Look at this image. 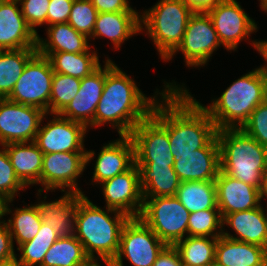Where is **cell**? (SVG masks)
<instances>
[{"label":"cell","mask_w":267,"mask_h":266,"mask_svg":"<svg viewBox=\"0 0 267 266\" xmlns=\"http://www.w3.org/2000/svg\"><path fill=\"white\" fill-rule=\"evenodd\" d=\"M158 99L146 97L135 81L114 64L106 60V78L101 98L97 104L93 127L110 123L120 135H130L132 130L152 112Z\"/></svg>","instance_id":"6da1fadb"},{"label":"cell","mask_w":267,"mask_h":266,"mask_svg":"<svg viewBox=\"0 0 267 266\" xmlns=\"http://www.w3.org/2000/svg\"><path fill=\"white\" fill-rule=\"evenodd\" d=\"M189 90H168V136L173 157L204 148L217 128Z\"/></svg>","instance_id":"7a4b0ae2"},{"label":"cell","mask_w":267,"mask_h":266,"mask_svg":"<svg viewBox=\"0 0 267 266\" xmlns=\"http://www.w3.org/2000/svg\"><path fill=\"white\" fill-rule=\"evenodd\" d=\"M113 213L114 216L109 215ZM130 219L123 212L102 210L82 194L77 200L75 237L82 243L88 257L114 259L119 250L121 232Z\"/></svg>","instance_id":"3957f363"},{"label":"cell","mask_w":267,"mask_h":266,"mask_svg":"<svg viewBox=\"0 0 267 266\" xmlns=\"http://www.w3.org/2000/svg\"><path fill=\"white\" fill-rule=\"evenodd\" d=\"M266 99L265 78L259 67L235 80L209 107L197 102L220 130L241 128Z\"/></svg>","instance_id":"277c9868"},{"label":"cell","mask_w":267,"mask_h":266,"mask_svg":"<svg viewBox=\"0 0 267 266\" xmlns=\"http://www.w3.org/2000/svg\"><path fill=\"white\" fill-rule=\"evenodd\" d=\"M220 171L244 183L260 188L267 167V148L241 128L217 130Z\"/></svg>","instance_id":"5b68a950"},{"label":"cell","mask_w":267,"mask_h":266,"mask_svg":"<svg viewBox=\"0 0 267 266\" xmlns=\"http://www.w3.org/2000/svg\"><path fill=\"white\" fill-rule=\"evenodd\" d=\"M164 84L163 92L155 91L157 97L160 94L162 99L159 100L162 101L155 102L151 114L142 120L129 135L134 145L136 165L173 166L174 164L168 136V90H185L186 88L173 82Z\"/></svg>","instance_id":"8992f818"},{"label":"cell","mask_w":267,"mask_h":266,"mask_svg":"<svg viewBox=\"0 0 267 266\" xmlns=\"http://www.w3.org/2000/svg\"><path fill=\"white\" fill-rule=\"evenodd\" d=\"M193 13L181 0H160L140 15L141 31L147 30L146 34L153 40L164 61L181 44Z\"/></svg>","instance_id":"52a82bcc"},{"label":"cell","mask_w":267,"mask_h":266,"mask_svg":"<svg viewBox=\"0 0 267 266\" xmlns=\"http://www.w3.org/2000/svg\"><path fill=\"white\" fill-rule=\"evenodd\" d=\"M139 218L168 246L188 236L190 212L175 196L143 198Z\"/></svg>","instance_id":"ba28073f"},{"label":"cell","mask_w":267,"mask_h":266,"mask_svg":"<svg viewBox=\"0 0 267 266\" xmlns=\"http://www.w3.org/2000/svg\"><path fill=\"white\" fill-rule=\"evenodd\" d=\"M53 75L49 58L37 52L27 62L8 99L42 109L49 115Z\"/></svg>","instance_id":"9c48e42d"},{"label":"cell","mask_w":267,"mask_h":266,"mask_svg":"<svg viewBox=\"0 0 267 266\" xmlns=\"http://www.w3.org/2000/svg\"><path fill=\"white\" fill-rule=\"evenodd\" d=\"M167 245L138 217L124 225L119 250L113 259L115 266H124L123 257L133 266H153Z\"/></svg>","instance_id":"30bf717a"},{"label":"cell","mask_w":267,"mask_h":266,"mask_svg":"<svg viewBox=\"0 0 267 266\" xmlns=\"http://www.w3.org/2000/svg\"><path fill=\"white\" fill-rule=\"evenodd\" d=\"M94 155V150L44 154L41 170L42 187L44 186L46 192L59 188L63 192L69 189L67 191L83 194L76 181Z\"/></svg>","instance_id":"8fae6325"},{"label":"cell","mask_w":267,"mask_h":266,"mask_svg":"<svg viewBox=\"0 0 267 266\" xmlns=\"http://www.w3.org/2000/svg\"><path fill=\"white\" fill-rule=\"evenodd\" d=\"M46 115L42 109L0 98V146L33 142Z\"/></svg>","instance_id":"7c38bea8"},{"label":"cell","mask_w":267,"mask_h":266,"mask_svg":"<svg viewBox=\"0 0 267 266\" xmlns=\"http://www.w3.org/2000/svg\"><path fill=\"white\" fill-rule=\"evenodd\" d=\"M221 45L208 13L194 12L188 20L181 44L166 61L171 60L180 50L184 54L187 67H203Z\"/></svg>","instance_id":"4fadbf2b"},{"label":"cell","mask_w":267,"mask_h":266,"mask_svg":"<svg viewBox=\"0 0 267 266\" xmlns=\"http://www.w3.org/2000/svg\"><path fill=\"white\" fill-rule=\"evenodd\" d=\"M220 43L227 50H235L241 40L256 32L257 25L236 0H221L207 11Z\"/></svg>","instance_id":"5bb4252c"},{"label":"cell","mask_w":267,"mask_h":266,"mask_svg":"<svg viewBox=\"0 0 267 266\" xmlns=\"http://www.w3.org/2000/svg\"><path fill=\"white\" fill-rule=\"evenodd\" d=\"M53 119L42 126L34 142L43 154L58 152H86L84 137L87 127L76 121L53 114Z\"/></svg>","instance_id":"9a60e30c"},{"label":"cell","mask_w":267,"mask_h":266,"mask_svg":"<svg viewBox=\"0 0 267 266\" xmlns=\"http://www.w3.org/2000/svg\"><path fill=\"white\" fill-rule=\"evenodd\" d=\"M106 207L138 218L143 208L142 189L136 164L129 170L100 183Z\"/></svg>","instance_id":"2e32d148"},{"label":"cell","mask_w":267,"mask_h":266,"mask_svg":"<svg viewBox=\"0 0 267 266\" xmlns=\"http://www.w3.org/2000/svg\"><path fill=\"white\" fill-rule=\"evenodd\" d=\"M173 168L180 182L215 181L220 171V148L217 137L193 153L175 156Z\"/></svg>","instance_id":"e0dca14e"},{"label":"cell","mask_w":267,"mask_h":266,"mask_svg":"<svg viewBox=\"0 0 267 266\" xmlns=\"http://www.w3.org/2000/svg\"><path fill=\"white\" fill-rule=\"evenodd\" d=\"M106 78V61L89 76L81 79L80 89L76 97L59 113L63 118L80 122L87 128L93 127V119L97 104L102 95Z\"/></svg>","instance_id":"ac0fdd59"},{"label":"cell","mask_w":267,"mask_h":266,"mask_svg":"<svg viewBox=\"0 0 267 266\" xmlns=\"http://www.w3.org/2000/svg\"><path fill=\"white\" fill-rule=\"evenodd\" d=\"M18 0L0 3V50L37 48V34L27 25Z\"/></svg>","instance_id":"d6986e66"},{"label":"cell","mask_w":267,"mask_h":266,"mask_svg":"<svg viewBox=\"0 0 267 266\" xmlns=\"http://www.w3.org/2000/svg\"><path fill=\"white\" fill-rule=\"evenodd\" d=\"M217 205L222 218L226 214L259 207V189L219 171L215 180Z\"/></svg>","instance_id":"ffe728a7"},{"label":"cell","mask_w":267,"mask_h":266,"mask_svg":"<svg viewBox=\"0 0 267 266\" xmlns=\"http://www.w3.org/2000/svg\"><path fill=\"white\" fill-rule=\"evenodd\" d=\"M135 164L134 145L129 135L106 144L98 154L93 181L100 184L129 170Z\"/></svg>","instance_id":"44dd1931"},{"label":"cell","mask_w":267,"mask_h":266,"mask_svg":"<svg viewBox=\"0 0 267 266\" xmlns=\"http://www.w3.org/2000/svg\"><path fill=\"white\" fill-rule=\"evenodd\" d=\"M82 194L66 191L56 201H41L35 204L42 221L48 224L60 237L75 236V215L77 200Z\"/></svg>","instance_id":"7402d4cb"},{"label":"cell","mask_w":267,"mask_h":266,"mask_svg":"<svg viewBox=\"0 0 267 266\" xmlns=\"http://www.w3.org/2000/svg\"><path fill=\"white\" fill-rule=\"evenodd\" d=\"M222 224L223 227L225 224L232 227L238 237L224 230L222 236L265 248L266 224L263 206L260 205L250 210L226 214L223 217Z\"/></svg>","instance_id":"603a6c76"},{"label":"cell","mask_w":267,"mask_h":266,"mask_svg":"<svg viewBox=\"0 0 267 266\" xmlns=\"http://www.w3.org/2000/svg\"><path fill=\"white\" fill-rule=\"evenodd\" d=\"M140 24L138 12L98 13L90 38L107 37L117 50L126 39L141 32Z\"/></svg>","instance_id":"cb8c5ba5"},{"label":"cell","mask_w":267,"mask_h":266,"mask_svg":"<svg viewBox=\"0 0 267 266\" xmlns=\"http://www.w3.org/2000/svg\"><path fill=\"white\" fill-rule=\"evenodd\" d=\"M18 179L27 187L41 184L43 152L36 143L21 142L4 145Z\"/></svg>","instance_id":"d4e9b609"},{"label":"cell","mask_w":267,"mask_h":266,"mask_svg":"<svg viewBox=\"0 0 267 266\" xmlns=\"http://www.w3.org/2000/svg\"><path fill=\"white\" fill-rule=\"evenodd\" d=\"M215 261L221 266H264L265 248L220 236L215 248Z\"/></svg>","instance_id":"484cf974"},{"label":"cell","mask_w":267,"mask_h":266,"mask_svg":"<svg viewBox=\"0 0 267 266\" xmlns=\"http://www.w3.org/2000/svg\"><path fill=\"white\" fill-rule=\"evenodd\" d=\"M46 31L48 39L37 36L38 53H82L90 49V38L79 33L69 23L50 25Z\"/></svg>","instance_id":"4316f807"},{"label":"cell","mask_w":267,"mask_h":266,"mask_svg":"<svg viewBox=\"0 0 267 266\" xmlns=\"http://www.w3.org/2000/svg\"><path fill=\"white\" fill-rule=\"evenodd\" d=\"M143 198L175 196L180 180L173 166L137 165Z\"/></svg>","instance_id":"83f0119b"},{"label":"cell","mask_w":267,"mask_h":266,"mask_svg":"<svg viewBox=\"0 0 267 266\" xmlns=\"http://www.w3.org/2000/svg\"><path fill=\"white\" fill-rule=\"evenodd\" d=\"M89 49L82 53H39L49 58L53 72L69 75L78 79L89 76L99 66V56Z\"/></svg>","instance_id":"f1b7e54d"},{"label":"cell","mask_w":267,"mask_h":266,"mask_svg":"<svg viewBox=\"0 0 267 266\" xmlns=\"http://www.w3.org/2000/svg\"><path fill=\"white\" fill-rule=\"evenodd\" d=\"M175 197L190 213L218 209L215 181L180 182Z\"/></svg>","instance_id":"f546056e"},{"label":"cell","mask_w":267,"mask_h":266,"mask_svg":"<svg viewBox=\"0 0 267 266\" xmlns=\"http://www.w3.org/2000/svg\"><path fill=\"white\" fill-rule=\"evenodd\" d=\"M37 48L0 50V98H8Z\"/></svg>","instance_id":"4dcf8cb0"},{"label":"cell","mask_w":267,"mask_h":266,"mask_svg":"<svg viewBox=\"0 0 267 266\" xmlns=\"http://www.w3.org/2000/svg\"><path fill=\"white\" fill-rule=\"evenodd\" d=\"M218 238L187 236L174 247L178 250L181 262L190 266H207L215 261V248Z\"/></svg>","instance_id":"1f68e13d"},{"label":"cell","mask_w":267,"mask_h":266,"mask_svg":"<svg viewBox=\"0 0 267 266\" xmlns=\"http://www.w3.org/2000/svg\"><path fill=\"white\" fill-rule=\"evenodd\" d=\"M59 237L58 233L42 221L38 234L17 247L21 252L20 258L16 257L18 265L41 266L45 254Z\"/></svg>","instance_id":"d6a6232c"},{"label":"cell","mask_w":267,"mask_h":266,"mask_svg":"<svg viewBox=\"0 0 267 266\" xmlns=\"http://www.w3.org/2000/svg\"><path fill=\"white\" fill-rule=\"evenodd\" d=\"M88 258L75 237H59L44 256L41 266H76Z\"/></svg>","instance_id":"836d02e7"},{"label":"cell","mask_w":267,"mask_h":266,"mask_svg":"<svg viewBox=\"0 0 267 266\" xmlns=\"http://www.w3.org/2000/svg\"><path fill=\"white\" fill-rule=\"evenodd\" d=\"M13 217L5 223L8 226L12 241H16L17 246L33 239L39 232L42 224L35 205L24 208H15Z\"/></svg>","instance_id":"e575fe53"},{"label":"cell","mask_w":267,"mask_h":266,"mask_svg":"<svg viewBox=\"0 0 267 266\" xmlns=\"http://www.w3.org/2000/svg\"><path fill=\"white\" fill-rule=\"evenodd\" d=\"M81 79L54 73L50 96V114H59L77 95Z\"/></svg>","instance_id":"d590c367"},{"label":"cell","mask_w":267,"mask_h":266,"mask_svg":"<svg viewBox=\"0 0 267 266\" xmlns=\"http://www.w3.org/2000/svg\"><path fill=\"white\" fill-rule=\"evenodd\" d=\"M222 222L219 209L192 212L188 220V236L219 238L224 229Z\"/></svg>","instance_id":"8d00e7d4"},{"label":"cell","mask_w":267,"mask_h":266,"mask_svg":"<svg viewBox=\"0 0 267 266\" xmlns=\"http://www.w3.org/2000/svg\"><path fill=\"white\" fill-rule=\"evenodd\" d=\"M98 11L90 0H74L67 23L79 33L91 37Z\"/></svg>","instance_id":"74e56055"},{"label":"cell","mask_w":267,"mask_h":266,"mask_svg":"<svg viewBox=\"0 0 267 266\" xmlns=\"http://www.w3.org/2000/svg\"><path fill=\"white\" fill-rule=\"evenodd\" d=\"M26 186L18 179L14 168L10 162L7 151L3 146L0 150V193L8 199H14L19 190H24Z\"/></svg>","instance_id":"f35d334b"},{"label":"cell","mask_w":267,"mask_h":266,"mask_svg":"<svg viewBox=\"0 0 267 266\" xmlns=\"http://www.w3.org/2000/svg\"><path fill=\"white\" fill-rule=\"evenodd\" d=\"M241 129L267 148V99L256 107Z\"/></svg>","instance_id":"ab89813d"},{"label":"cell","mask_w":267,"mask_h":266,"mask_svg":"<svg viewBox=\"0 0 267 266\" xmlns=\"http://www.w3.org/2000/svg\"><path fill=\"white\" fill-rule=\"evenodd\" d=\"M27 25L37 34L36 26L47 24L50 0H18Z\"/></svg>","instance_id":"60d3db41"},{"label":"cell","mask_w":267,"mask_h":266,"mask_svg":"<svg viewBox=\"0 0 267 266\" xmlns=\"http://www.w3.org/2000/svg\"><path fill=\"white\" fill-rule=\"evenodd\" d=\"M74 0H50L47 25L67 23Z\"/></svg>","instance_id":"b9f144b4"},{"label":"cell","mask_w":267,"mask_h":266,"mask_svg":"<svg viewBox=\"0 0 267 266\" xmlns=\"http://www.w3.org/2000/svg\"><path fill=\"white\" fill-rule=\"evenodd\" d=\"M17 254L14 251V242L10 235L7 224L0 223V262L16 259Z\"/></svg>","instance_id":"7bdbcfd3"},{"label":"cell","mask_w":267,"mask_h":266,"mask_svg":"<svg viewBox=\"0 0 267 266\" xmlns=\"http://www.w3.org/2000/svg\"><path fill=\"white\" fill-rule=\"evenodd\" d=\"M98 13L136 12L128 0H90Z\"/></svg>","instance_id":"ee69618b"},{"label":"cell","mask_w":267,"mask_h":266,"mask_svg":"<svg viewBox=\"0 0 267 266\" xmlns=\"http://www.w3.org/2000/svg\"><path fill=\"white\" fill-rule=\"evenodd\" d=\"M153 266H182L178 250L174 246H166L158 255Z\"/></svg>","instance_id":"f6af8a7d"},{"label":"cell","mask_w":267,"mask_h":266,"mask_svg":"<svg viewBox=\"0 0 267 266\" xmlns=\"http://www.w3.org/2000/svg\"><path fill=\"white\" fill-rule=\"evenodd\" d=\"M193 12H207L221 0H181Z\"/></svg>","instance_id":"bcb514c9"},{"label":"cell","mask_w":267,"mask_h":266,"mask_svg":"<svg viewBox=\"0 0 267 266\" xmlns=\"http://www.w3.org/2000/svg\"><path fill=\"white\" fill-rule=\"evenodd\" d=\"M255 49L264 57L265 62H267V40L266 41H252ZM263 72H267V64L260 67Z\"/></svg>","instance_id":"7dc6e473"},{"label":"cell","mask_w":267,"mask_h":266,"mask_svg":"<svg viewBox=\"0 0 267 266\" xmlns=\"http://www.w3.org/2000/svg\"><path fill=\"white\" fill-rule=\"evenodd\" d=\"M99 259L104 261L106 266H115L114 261L112 259H105V258H98V257L96 258L88 257L84 262L79 263L76 266H101L98 263Z\"/></svg>","instance_id":"c3c4849f"},{"label":"cell","mask_w":267,"mask_h":266,"mask_svg":"<svg viewBox=\"0 0 267 266\" xmlns=\"http://www.w3.org/2000/svg\"><path fill=\"white\" fill-rule=\"evenodd\" d=\"M9 203H12V200L8 199L5 195L0 193V219L3 218L6 214L11 213V208L9 207ZM5 220L1 221L4 222Z\"/></svg>","instance_id":"681fc988"},{"label":"cell","mask_w":267,"mask_h":266,"mask_svg":"<svg viewBox=\"0 0 267 266\" xmlns=\"http://www.w3.org/2000/svg\"><path fill=\"white\" fill-rule=\"evenodd\" d=\"M259 195H260L261 200H262V198L267 197V167L265 168V170L262 173L261 185L259 188Z\"/></svg>","instance_id":"f907efd6"},{"label":"cell","mask_w":267,"mask_h":266,"mask_svg":"<svg viewBox=\"0 0 267 266\" xmlns=\"http://www.w3.org/2000/svg\"><path fill=\"white\" fill-rule=\"evenodd\" d=\"M0 266H19L16 259L8 260L6 262H0Z\"/></svg>","instance_id":"816d5d0a"},{"label":"cell","mask_w":267,"mask_h":266,"mask_svg":"<svg viewBox=\"0 0 267 266\" xmlns=\"http://www.w3.org/2000/svg\"><path fill=\"white\" fill-rule=\"evenodd\" d=\"M267 212V209H265ZM264 210V218H265V224H266V241H265V250L267 252V213ZM266 213V214H265Z\"/></svg>","instance_id":"f5cc1de1"},{"label":"cell","mask_w":267,"mask_h":266,"mask_svg":"<svg viewBox=\"0 0 267 266\" xmlns=\"http://www.w3.org/2000/svg\"><path fill=\"white\" fill-rule=\"evenodd\" d=\"M260 4H261L260 6L263 9V11L267 12V0H261Z\"/></svg>","instance_id":"db71d44e"},{"label":"cell","mask_w":267,"mask_h":266,"mask_svg":"<svg viewBox=\"0 0 267 266\" xmlns=\"http://www.w3.org/2000/svg\"><path fill=\"white\" fill-rule=\"evenodd\" d=\"M265 78L266 96H267V72H263Z\"/></svg>","instance_id":"11a10c76"},{"label":"cell","mask_w":267,"mask_h":266,"mask_svg":"<svg viewBox=\"0 0 267 266\" xmlns=\"http://www.w3.org/2000/svg\"><path fill=\"white\" fill-rule=\"evenodd\" d=\"M207 266H221L219 263H217L216 261L209 263Z\"/></svg>","instance_id":"9f6ffc18"}]
</instances>
